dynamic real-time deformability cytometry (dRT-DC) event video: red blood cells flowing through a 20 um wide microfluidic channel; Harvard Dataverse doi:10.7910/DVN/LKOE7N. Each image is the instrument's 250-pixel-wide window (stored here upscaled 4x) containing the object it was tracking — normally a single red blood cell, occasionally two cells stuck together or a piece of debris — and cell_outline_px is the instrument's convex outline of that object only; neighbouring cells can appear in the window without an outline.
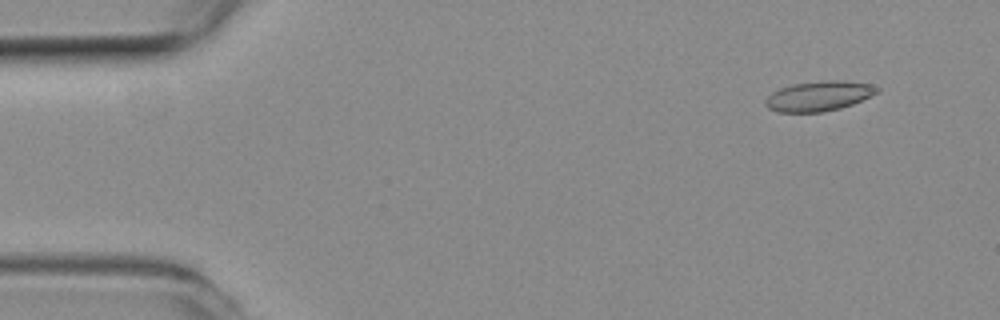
{"species": "common noctule bat (a hibernating species)", "species_latin": "Nyctalus noctula", "temperature_condition": "room temperature", "stored_images_in_passage": 57, "camera_frame_rate_fps": 3000, "um_per_image_px": 0.085, "animal": {"sex": "female", "body_mass_g": 19.3, "forearm_length_mm": 54.1}, "frame": {"image": 1, "passage_image": 5, "time_ms": 1.333, "image_size_px": [1000, 320], "cell_outline_px": [[880, 92], [852, 104], [840, 108], [824, 112], [776, 112], [768, 108], [764, 104], [764, 100], [772, 92], [780, 88], [792, 84], [820, 80], [844, 80], [872, 84], [880, 88]], "centroid_in_image_um": [69.61, 8.15], "position_along_channel_um": 15.4, "area_um2": 19.77}}
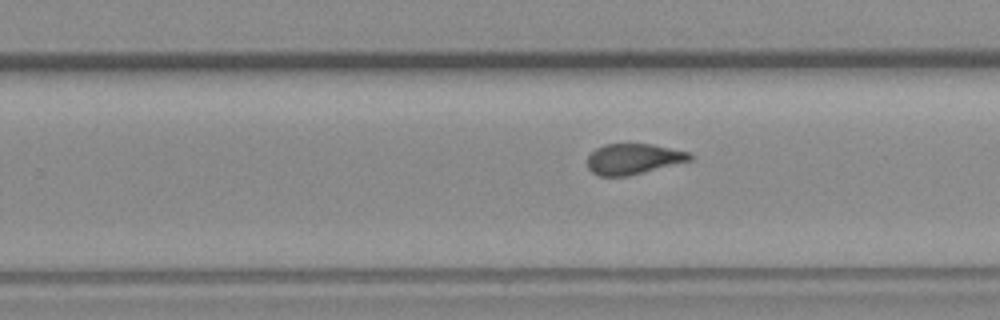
{"frame": {"image": 2, "passage_image": 35, "time_ms": 11.333, "image_size_px": [1000, 320], "cell_outline_px": [[692, 160], [628, 176], [600, 176], [592, 172], [588, 168], [588, 156], [596, 148], [604, 144], [652, 144], [688, 152], [692, 156]], "centroid_in_image_um": [53.82, 13.51], "position_along_channel_um": 276.0, "area_um2": 18.15}}
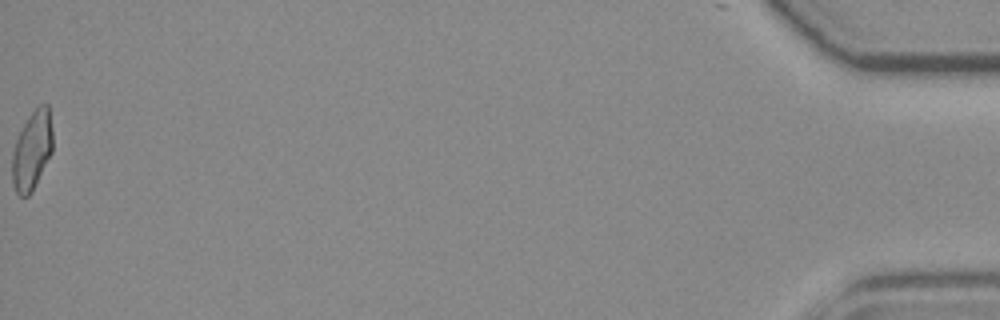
{"frame": {"image": 3, "passage_image": 57, "time_ms": 18.667, "image_size_px": [1000, 320], "cell_outline_px": [[52, 152], [32, 192], [28, 196], [20, 196], [16, 192], [12, 184], [12, 152], [16, 140], [28, 116], [40, 104], [48, 104], [52, 128]], "centroid_in_image_um": [2.72, 12.8], "position_along_channel_um": 432.5, "area_um2": 18.61}, "authors_computed_cell_mechanics": {"area_um2": 19.0162, "velocity_mm_per_s": 3.628, "shape_relaxation_time_tau1_ms": null, "shape_relaxation_time_tau2_ms": 1.3913, "deformation_change_tau1": null, "deformation_change_tau2": 0.0714}}